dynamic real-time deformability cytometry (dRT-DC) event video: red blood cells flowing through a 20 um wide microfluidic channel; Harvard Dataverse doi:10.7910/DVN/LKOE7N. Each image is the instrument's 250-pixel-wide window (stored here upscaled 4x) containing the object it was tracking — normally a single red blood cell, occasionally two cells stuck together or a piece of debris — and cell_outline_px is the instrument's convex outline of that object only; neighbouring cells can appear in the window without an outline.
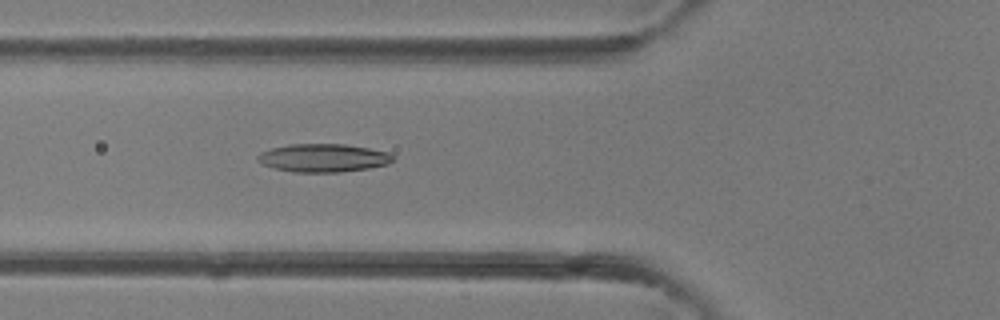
{"species": "common noctule bat (a hibernating species)", "species_latin": "Nyctalus noctula", "temperature_condition": "room temperature", "stored_images_in_passage": 40, "camera_frame_rate_fps": 3000, "um_per_image_px": 0.085, "animal": {"sex": "female"}, "frame": {"image": 1, "passage_image": 14, "time_ms": 4.333, "image_size_px": [1000, 320], "cell_outline_px": [[392, 160], [388, 164], [368, 168], [340, 172], [292, 172], [276, 168], [264, 164], [256, 160], [256, 156], [260, 152], [272, 148], [288, 144], [344, 144], [368, 148], [388, 152], [392, 156]], "centroid_in_image_um": [27.45, 13.42], "position_along_channel_um": 98.4, "area_um2": 22.08}}
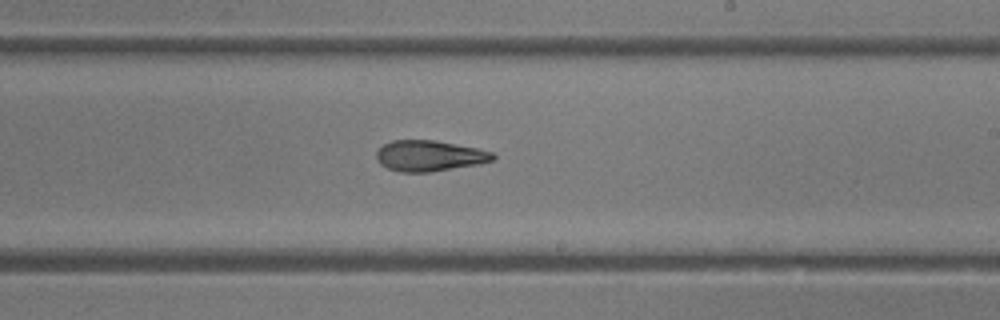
{"frame": {"image": 2, "passage_image": 23, "time_ms": 7.333, "image_size_px": [1000, 320], "cell_outline_px": [[496, 156], [492, 160], [480, 164], [428, 172], [400, 172], [388, 168], [380, 164], [376, 160], [376, 152], [384, 144], [392, 140], [436, 140], [476, 148], [492, 152]], "centroid_in_image_um": [36.48, 13.24], "position_along_channel_um": 252.5, "area_um2": 20.87}}
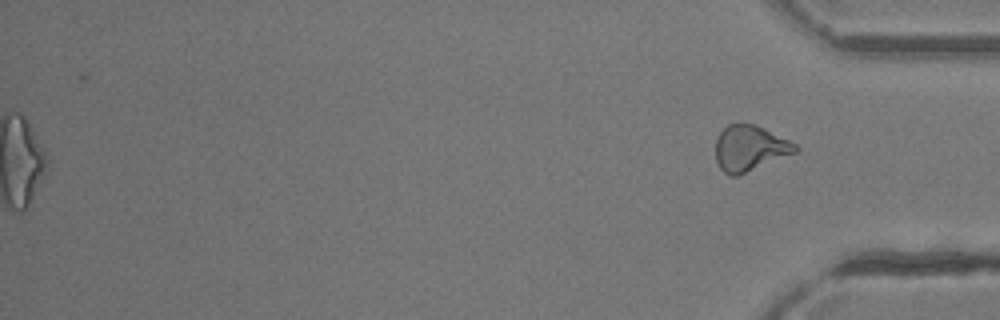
{"frame": {"image": 3, "passage_image": 40, "time_ms": 13.0, "image_size_px": [1000, 320], "cell_outline_px": [[800, 148], [796, 152], [736, 176], [728, 176], [720, 168], [716, 160], [716, 136], [728, 124], [756, 124], [796, 144]], "centroid_in_image_um": [63.71, 12.59], "position_along_channel_um": 371.5, "area_um2": 20.98}}